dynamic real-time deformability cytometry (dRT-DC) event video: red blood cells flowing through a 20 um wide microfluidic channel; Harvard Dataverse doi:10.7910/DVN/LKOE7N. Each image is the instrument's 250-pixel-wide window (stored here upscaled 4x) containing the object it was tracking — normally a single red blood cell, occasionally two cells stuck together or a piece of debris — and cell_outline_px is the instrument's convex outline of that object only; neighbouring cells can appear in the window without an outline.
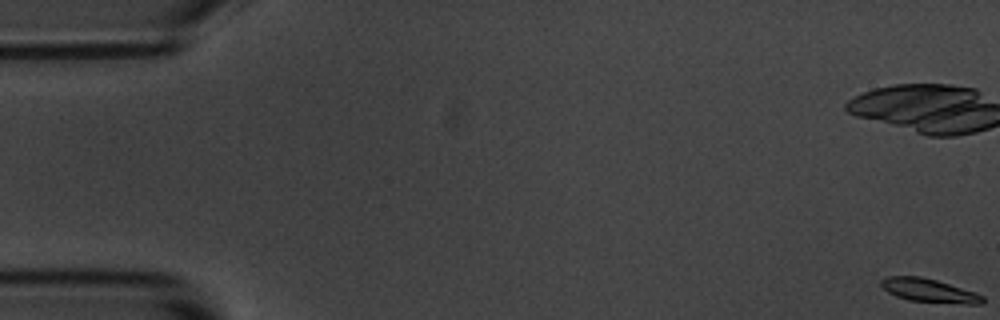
{"species": "common noctule bat (a hibernating species)", "species_latin": "Nyctalus noctula", "temperature_condition": "room temperature", "stored_images_in_passage": 42, "camera_frame_rate_fps": 3000, "um_per_image_px": 0.085, "animal": {"sex": "male", "body_mass_g": 20.1, "forearm_length_mm": 53.5}, "frame": {"image": 1, "passage_image": 1, "time_ms": 0.0, "image_size_px": [1000, 320], "cell_outline_px": [[984, 304], [964, 304], [908, 300], [896, 296], [888, 292], [880, 284], [880, 280], [888, 276], [920, 276], [936, 280], [976, 292], [984, 296]], "centroid_in_image_um": [79.0, 24.69], "position_along_channel_um": 6.0, "area_um2": 13.93}}